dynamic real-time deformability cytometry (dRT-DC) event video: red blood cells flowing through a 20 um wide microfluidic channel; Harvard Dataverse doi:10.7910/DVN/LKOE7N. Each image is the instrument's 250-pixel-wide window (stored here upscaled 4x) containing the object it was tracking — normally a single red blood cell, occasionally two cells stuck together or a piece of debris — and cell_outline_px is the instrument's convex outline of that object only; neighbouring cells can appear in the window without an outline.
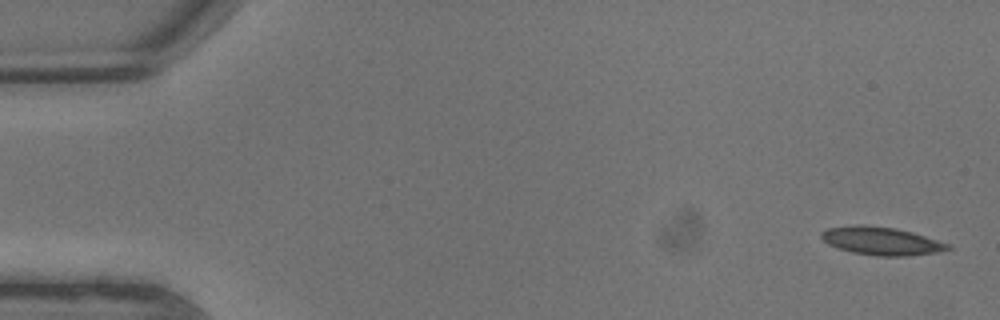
{"species": "common noctule bat (a hibernating species)", "species_latin": "Nyctalus noctula", "temperature_condition": "warm", "stored_images_in_passage": 6, "camera_frame_rate_fps": 3000, "um_per_image_px": 0.085, "animal": {"sex": "male", "body_mass_g": 13.3}, "frame": {"image": 1, "passage_image": 1, "time_ms": 0.0, "image_size_px": [1000, 320], "cell_outline_px": [[952, 248], [936, 252], [908, 256], [876, 256], [852, 252], [828, 244], [820, 236], [820, 232], [828, 228], [856, 224], [864, 224], [896, 228], [912, 232], [948, 244]], "centroid_in_image_um": [74.87, 20.47], "position_along_channel_um": 10.1, "area_um2": 20.58}}
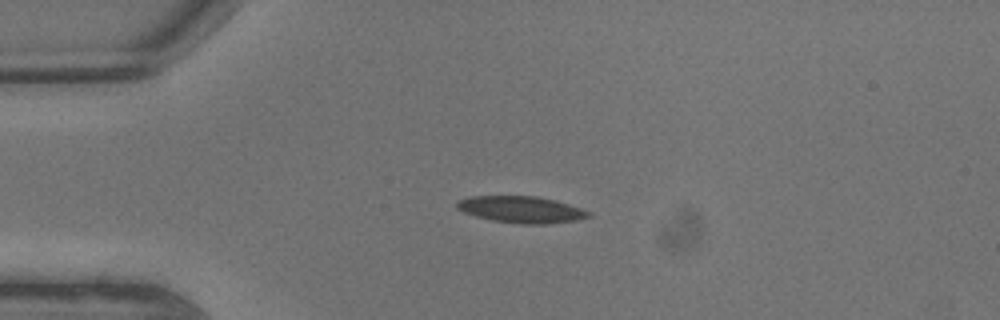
{"frame": {"image": 2, "passage_image": 5, "time_ms": 1.333, "image_size_px": [1000, 320], "cell_outline_px": [[592, 216], [576, 220], [548, 224], [520, 224], [492, 220], [476, 216], [464, 212], [456, 208], [456, 204], [460, 200], [472, 196], [536, 196], [556, 200], [592, 212]], "centroid_in_image_um": [44.34, 17.81], "position_along_channel_um": 40.7, "area_um2": 20.4}}